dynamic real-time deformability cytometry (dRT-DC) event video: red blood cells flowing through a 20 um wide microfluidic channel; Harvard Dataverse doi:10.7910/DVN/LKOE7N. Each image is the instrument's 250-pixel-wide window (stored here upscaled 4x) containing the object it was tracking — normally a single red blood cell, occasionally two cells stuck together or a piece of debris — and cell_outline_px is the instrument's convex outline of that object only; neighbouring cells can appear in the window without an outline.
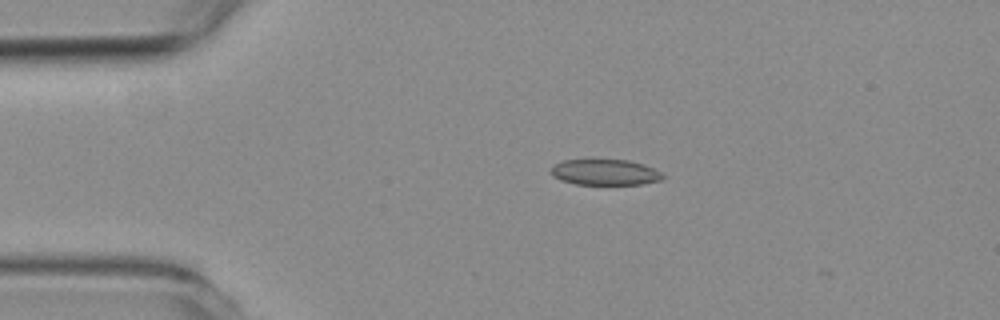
{"species": "common noctule bat (a hibernating species)", "species_latin": "Nyctalus noctula", "temperature_condition": "room temperature", "stored_images_in_passage": 3, "camera_frame_rate_fps": 3000, "um_per_image_px": 0.085, "animal": {"sex": "female", "body_mass_g": 19.3, "forearm_length_mm": 54.1}, "frame": {"image": 1, "passage_image": 1, "time_ms": 0.0, "image_size_px": [1000, 320], "cell_outline_px": [[664, 180], [644, 184], [576, 184], [560, 180], [552, 176], [552, 164], [564, 160], [628, 160], [644, 164], [660, 172], [664, 176]], "centroid_in_image_um": [51.44, 14.64], "position_along_channel_um": 33.6, "area_um2": 16.82}}